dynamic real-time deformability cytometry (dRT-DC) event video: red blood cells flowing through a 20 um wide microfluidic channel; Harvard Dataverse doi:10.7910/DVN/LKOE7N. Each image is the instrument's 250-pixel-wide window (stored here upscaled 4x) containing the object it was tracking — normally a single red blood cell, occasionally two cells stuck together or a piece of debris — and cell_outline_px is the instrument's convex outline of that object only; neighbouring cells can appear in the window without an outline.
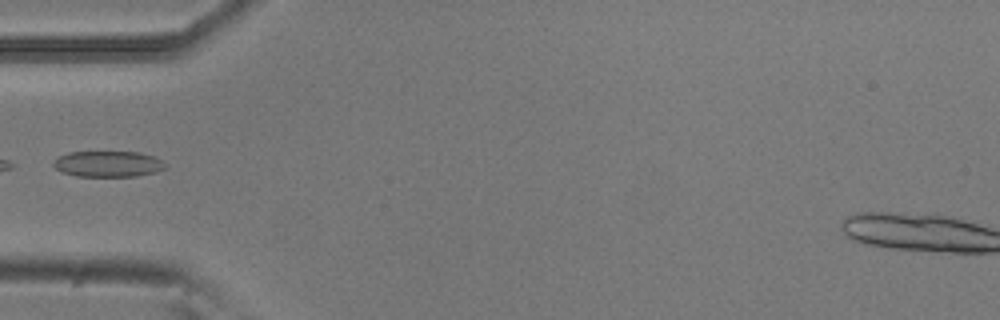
{"species": "common noctule bat (a hibernating species)", "species_latin": "Nyctalus noctula", "temperature_condition": "room temperature", "stored_images_in_passage": 12, "camera_frame_rate_fps": 3000, "um_per_image_px": 0.085, "animal": {"sex": "male", "body_mass_g": 20.5, "forearm_length_mm": 52.5}, "frame": {"image": 1, "passage_image": 1, "time_ms": 0.0, "image_size_px": [1000, 320], "cell_outline_px": [[164, 168], [156, 172], [136, 176], [76, 176], [60, 172], [52, 164], [60, 156], [68, 152], [140, 152], [156, 156], [164, 164]], "centroid_in_image_um": [9.18, 13.93], "position_along_channel_um": 75.8, "area_um2": 16.82}}
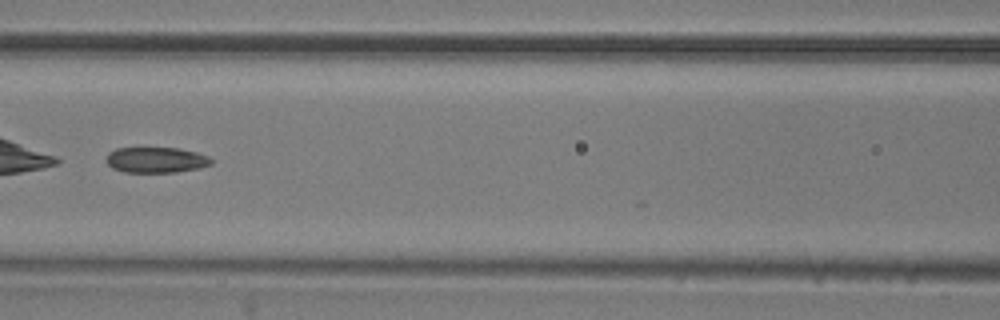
{"frame": {"image": 2, "passage_image": 7, "time_ms": 2.0, "image_size_px": [1000, 320], "cell_outline_px": [[212, 164], [200, 168], [176, 172], [124, 172], [112, 168], [104, 160], [108, 152], [116, 148], [140, 144], [176, 148], [196, 152], [208, 156], [212, 160]], "centroid_in_image_um": [13.18, 13.54], "position_along_channel_um": 153.4, "area_um2": 16.65}}
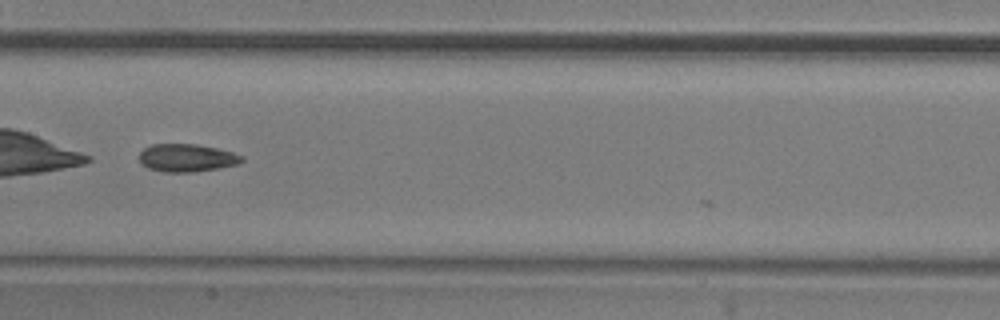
{"frame": {"image": 3, "passage_image": 10, "time_ms": 3.0, "image_size_px": [1000, 320], "cell_outline_px": [[244, 160], [236, 164], [216, 168], [192, 172], [164, 172], [148, 168], [140, 160], [140, 152], [144, 148], [152, 144], [196, 144], [216, 148], [232, 152], [244, 156]], "centroid_in_image_um": [15.87, 13.41], "position_along_channel_um": 191.5, "area_um2": 16.42}}